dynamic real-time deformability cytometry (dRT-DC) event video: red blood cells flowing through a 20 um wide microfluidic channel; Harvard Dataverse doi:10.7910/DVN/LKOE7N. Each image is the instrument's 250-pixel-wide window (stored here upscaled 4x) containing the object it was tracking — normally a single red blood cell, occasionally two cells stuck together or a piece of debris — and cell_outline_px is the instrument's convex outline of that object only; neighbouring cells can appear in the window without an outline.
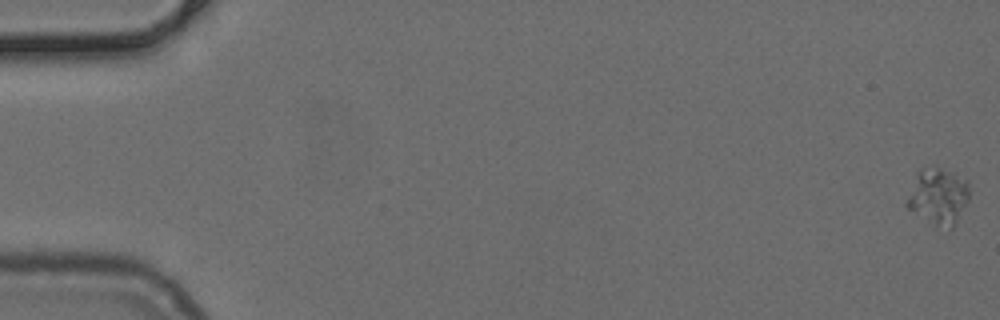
{"species": "common noctule bat (a hibernating species)", "species_latin": "Nyctalus noctula", "temperature_condition": "cold", "stored_images_in_passage": 54, "camera_frame_rate_fps": 3000, "um_per_image_px": 0.085, "animal": {"sex": "female", "body_mass_g": 24.6, "forearm_length_mm": 56.2}, "frame": {"image": 1, "passage_image": 1, "time_ms": 0.0, "image_size_px": [1000, 320], "cell_outline_px": [[968, 200], [952, 228], [936, 224], [908, 208], [904, 204], [920, 172], [936, 164], [968, 180]], "centroid_in_image_um": [79.79, 16.64], "position_along_channel_um": 5.2, "area_um2": 19.59}}
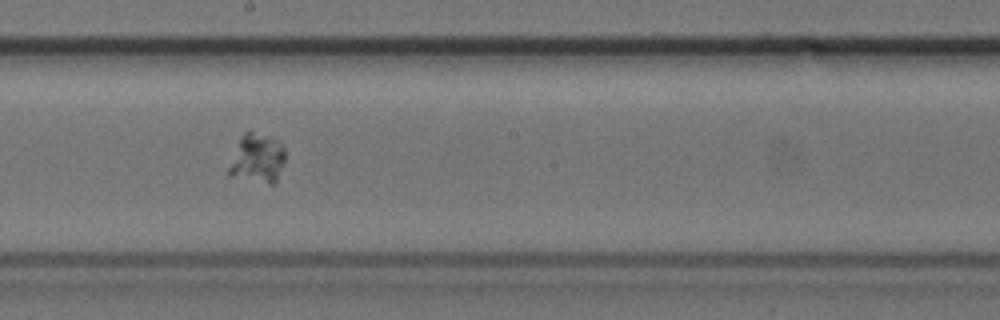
{"frame": {"image": 2, "passage_image": 30, "time_ms": 9.667, "image_size_px": [1000, 320], "cell_outline_px": [[284, 164], [276, 184], [272, 184], [228, 176], [228, 168], [240, 136], [248, 128], [276, 140], [284, 148]], "centroid_in_image_um": [21.86, 13.46], "position_along_channel_um": 226.3, "area_um2": 16.36}}
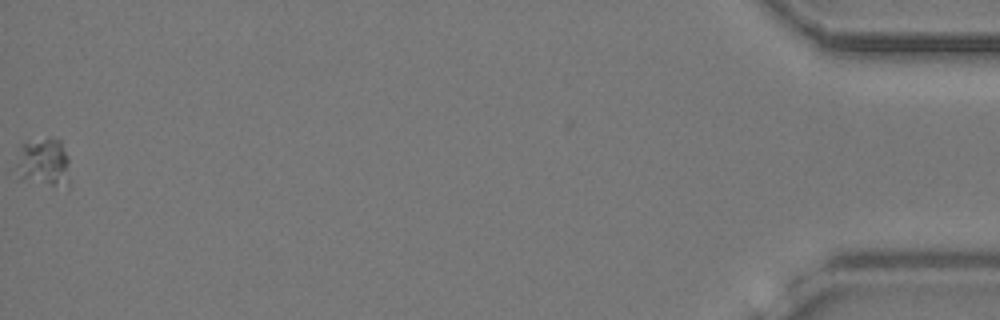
{"frame": {"image": 3, "passage_image": 53, "time_ms": 17.333, "image_size_px": [1000, 320], "cell_outline_px": [[68, 188], [20, 176], [16, 164], [20, 144], [48, 136], [60, 140], [68, 156]], "centroid_in_image_um": [3.74, 13.71], "position_along_channel_um": 431.5, "area_um2": 14.74}}